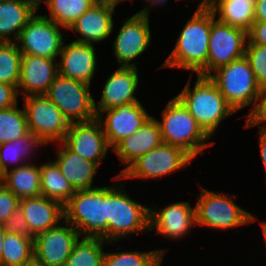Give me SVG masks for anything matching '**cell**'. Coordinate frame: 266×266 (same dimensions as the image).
I'll return each mask as SVG.
<instances>
[{
    "label": "cell",
    "instance_id": "cell-47",
    "mask_svg": "<svg viewBox=\"0 0 266 266\" xmlns=\"http://www.w3.org/2000/svg\"><path fill=\"white\" fill-rule=\"evenodd\" d=\"M96 2H104V3H112V4H115V5H120L119 3H122L125 2V1H131L132 0H95Z\"/></svg>",
    "mask_w": 266,
    "mask_h": 266
},
{
    "label": "cell",
    "instance_id": "cell-7",
    "mask_svg": "<svg viewBox=\"0 0 266 266\" xmlns=\"http://www.w3.org/2000/svg\"><path fill=\"white\" fill-rule=\"evenodd\" d=\"M236 113L255 106L260 86L248 59L243 56L213 71L208 76Z\"/></svg>",
    "mask_w": 266,
    "mask_h": 266
},
{
    "label": "cell",
    "instance_id": "cell-45",
    "mask_svg": "<svg viewBox=\"0 0 266 266\" xmlns=\"http://www.w3.org/2000/svg\"><path fill=\"white\" fill-rule=\"evenodd\" d=\"M259 219H258V217L256 216L255 218H254V221H257V222H259V224L261 225V233H262V235H263V238H264V244L266 245V221H258ZM266 248V247H265Z\"/></svg>",
    "mask_w": 266,
    "mask_h": 266
},
{
    "label": "cell",
    "instance_id": "cell-49",
    "mask_svg": "<svg viewBox=\"0 0 266 266\" xmlns=\"http://www.w3.org/2000/svg\"><path fill=\"white\" fill-rule=\"evenodd\" d=\"M37 5H39V3L42 1V0H33Z\"/></svg>",
    "mask_w": 266,
    "mask_h": 266
},
{
    "label": "cell",
    "instance_id": "cell-34",
    "mask_svg": "<svg viewBox=\"0 0 266 266\" xmlns=\"http://www.w3.org/2000/svg\"><path fill=\"white\" fill-rule=\"evenodd\" d=\"M18 105L0 109V145L29 133L25 110L18 108Z\"/></svg>",
    "mask_w": 266,
    "mask_h": 266
},
{
    "label": "cell",
    "instance_id": "cell-41",
    "mask_svg": "<svg viewBox=\"0 0 266 266\" xmlns=\"http://www.w3.org/2000/svg\"><path fill=\"white\" fill-rule=\"evenodd\" d=\"M247 38L246 44L266 45V22L254 21Z\"/></svg>",
    "mask_w": 266,
    "mask_h": 266
},
{
    "label": "cell",
    "instance_id": "cell-22",
    "mask_svg": "<svg viewBox=\"0 0 266 266\" xmlns=\"http://www.w3.org/2000/svg\"><path fill=\"white\" fill-rule=\"evenodd\" d=\"M163 142L157 118L150 116L147 121L132 135L123 138L113 147L118 160L126 165L121 175L134 161L148 153Z\"/></svg>",
    "mask_w": 266,
    "mask_h": 266
},
{
    "label": "cell",
    "instance_id": "cell-4",
    "mask_svg": "<svg viewBox=\"0 0 266 266\" xmlns=\"http://www.w3.org/2000/svg\"><path fill=\"white\" fill-rule=\"evenodd\" d=\"M161 117L157 122L163 142L183 149L193 159L215 144L176 96L167 102Z\"/></svg>",
    "mask_w": 266,
    "mask_h": 266
},
{
    "label": "cell",
    "instance_id": "cell-15",
    "mask_svg": "<svg viewBox=\"0 0 266 266\" xmlns=\"http://www.w3.org/2000/svg\"><path fill=\"white\" fill-rule=\"evenodd\" d=\"M80 237L79 231L65 220L37 234L34 240V263L39 266H64Z\"/></svg>",
    "mask_w": 266,
    "mask_h": 266
},
{
    "label": "cell",
    "instance_id": "cell-38",
    "mask_svg": "<svg viewBox=\"0 0 266 266\" xmlns=\"http://www.w3.org/2000/svg\"><path fill=\"white\" fill-rule=\"evenodd\" d=\"M4 230L6 233L20 234L29 239L35 240V235L32 233L28 223L25 220L23 211L18 207L4 222Z\"/></svg>",
    "mask_w": 266,
    "mask_h": 266
},
{
    "label": "cell",
    "instance_id": "cell-28",
    "mask_svg": "<svg viewBox=\"0 0 266 266\" xmlns=\"http://www.w3.org/2000/svg\"><path fill=\"white\" fill-rule=\"evenodd\" d=\"M254 6L255 0H214L209 8L219 21L248 32L254 22Z\"/></svg>",
    "mask_w": 266,
    "mask_h": 266
},
{
    "label": "cell",
    "instance_id": "cell-42",
    "mask_svg": "<svg viewBox=\"0 0 266 266\" xmlns=\"http://www.w3.org/2000/svg\"><path fill=\"white\" fill-rule=\"evenodd\" d=\"M259 131L257 132L258 137V145H259V152H260V159L263 163V168L265 169L266 173V128L258 127Z\"/></svg>",
    "mask_w": 266,
    "mask_h": 266
},
{
    "label": "cell",
    "instance_id": "cell-31",
    "mask_svg": "<svg viewBox=\"0 0 266 266\" xmlns=\"http://www.w3.org/2000/svg\"><path fill=\"white\" fill-rule=\"evenodd\" d=\"M34 263V241L16 233H6L0 266H29Z\"/></svg>",
    "mask_w": 266,
    "mask_h": 266
},
{
    "label": "cell",
    "instance_id": "cell-21",
    "mask_svg": "<svg viewBox=\"0 0 266 266\" xmlns=\"http://www.w3.org/2000/svg\"><path fill=\"white\" fill-rule=\"evenodd\" d=\"M58 75L56 59L22 54L18 95L45 94Z\"/></svg>",
    "mask_w": 266,
    "mask_h": 266
},
{
    "label": "cell",
    "instance_id": "cell-18",
    "mask_svg": "<svg viewBox=\"0 0 266 266\" xmlns=\"http://www.w3.org/2000/svg\"><path fill=\"white\" fill-rule=\"evenodd\" d=\"M117 5L96 2L67 31L74 32L79 37L75 42L94 44L107 41L114 32V18Z\"/></svg>",
    "mask_w": 266,
    "mask_h": 266
},
{
    "label": "cell",
    "instance_id": "cell-3",
    "mask_svg": "<svg viewBox=\"0 0 266 266\" xmlns=\"http://www.w3.org/2000/svg\"><path fill=\"white\" fill-rule=\"evenodd\" d=\"M196 76L193 87L191 86L192 77L189 76L186 85L176 97L184 104L204 132L212 138L216 130L220 128V123L236 112L208 76Z\"/></svg>",
    "mask_w": 266,
    "mask_h": 266
},
{
    "label": "cell",
    "instance_id": "cell-33",
    "mask_svg": "<svg viewBox=\"0 0 266 266\" xmlns=\"http://www.w3.org/2000/svg\"><path fill=\"white\" fill-rule=\"evenodd\" d=\"M167 248L137 251L105 252L104 266H157L163 262Z\"/></svg>",
    "mask_w": 266,
    "mask_h": 266
},
{
    "label": "cell",
    "instance_id": "cell-13",
    "mask_svg": "<svg viewBox=\"0 0 266 266\" xmlns=\"http://www.w3.org/2000/svg\"><path fill=\"white\" fill-rule=\"evenodd\" d=\"M247 32L219 21L211 10L207 76L216 69L245 56Z\"/></svg>",
    "mask_w": 266,
    "mask_h": 266
},
{
    "label": "cell",
    "instance_id": "cell-8",
    "mask_svg": "<svg viewBox=\"0 0 266 266\" xmlns=\"http://www.w3.org/2000/svg\"><path fill=\"white\" fill-rule=\"evenodd\" d=\"M91 85L58 75L44 94L70 122H85L96 118Z\"/></svg>",
    "mask_w": 266,
    "mask_h": 266
},
{
    "label": "cell",
    "instance_id": "cell-50",
    "mask_svg": "<svg viewBox=\"0 0 266 266\" xmlns=\"http://www.w3.org/2000/svg\"><path fill=\"white\" fill-rule=\"evenodd\" d=\"M29 266H39V265H37V264H35V263H32V264L29 265Z\"/></svg>",
    "mask_w": 266,
    "mask_h": 266
},
{
    "label": "cell",
    "instance_id": "cell-36",
    "mask_svg": "<svg viewBox=\"0 0 266 266\" xmlns=\"http://www.w3.org/2000/svg\"><path fill=\"white\" fill-rule=\"evenodd\" d=\"M245 57L248 59L257 84L266 85V45L246 44Z\"/></svg>",
    "mask_w": 266,
    "mask_h": 266
},
{
    "label": "cell",
    "instance_id": "cell-43",
    "mask_svg": "<svg viewBox=\"0 0 266 266\" xmlns=\"http://www.w3.org/2000/svg\"><path fill=\"white\" fill-rule=\"evenodd\" d=\"M254 21L266 22V0H255Z\"/></svg>",
    "mask_w": 266,
    "mask_h": 266
},
{
    "label": "cell",
    "instance_id": "cell-44",
    "mask_svg": "<svg viewBox=\"0 0 266 266\" xmlns=\"http://www.w3.org/2000/svg\"><path fill=\"white\" fill-rule=\"evenodd\" d=\"M134 0H132L133 3ZM145 3V6L141 9L138 10V12L143 13V14H147L150 15V13L152 12L151 10H154L155 6H158L159 8L165 5V3H168V0H142ZM147 3V4H146Z\"/></svg>",
    "mask_w": 266,
    "mask_h": 266
},
{
    "label": "cell",
    "instance_id": "cell-6",
    "mask_svg": "<svg viewBox=\"0 0 266 266\" xmlns=\"http://www.w3.org/2000/svg\"><path fill=\"white\" fill-rule=\"evenodd\" d=\"M63 210L64 220L81 237H101L106 232V186L77 190Z\"/></svg>",
    "mask_w": 266,
    "mask_h": 266
},
{
    "label": "cell",
    "instance_id": "cell-1",
    "mask_svg": "<svg viewBox=\"0 0 266 266\" xmlns=\"http://www.w3.org/2000/svg\"><path fill=\"white\" fill-rule=\"evenodd\" d=\"M211 31V9L197 7L179 32L176 44L164 63L158 67L190 71V75L207 76L208 42Z\"/></svg>",
    "mask_w": 266,
    "mask_h": 266
},
{
    "label": "cell",
    "instance_id": "cell-25",
    "mask_svg": "<svg viewBox=\"0 0 266 266\" xmlns=\"http://www.w3.org/2000/svg\"><path fill=\"white\" fill-rule=\"evenodd\" d=\"M36 11L33 0H0V42H16Z\"/></svg>",
    "mask_w": 266,
    "mask_h": 266
},
{
    "label": "cell",
    "instance_id": "cell-12",
    "mask_svg": "<svg viewBox=\"0 0 266 266\" xmlns=\"http://www.w3.org/2000/svg\"><path fill=\"white\" fill-rule=\"evenodd\" d=\"M121 24L112 43L116 66L139 68L135 60L152 45L150 15L137 11Z\"/></svg>",
    "mask_w": 266,
    "mask_h": 266
},
{
    "label": "cell",
    "instance_id": "cell-27",
    "mask_svg": "<svg viewBox=\"0 0 266 266\" xmlns=\"http://www.w3.org/2000/svg\"><path fill=\"white\" fill-rule=\"evenodd\" d=\"M46 148L47 144L36 135L30 132L14 141L0 145V176L12 168L22 166L31 162L32 156L36 154L38 148ZM37 149V150H36Z\"/></svg>",
    "mask_w": 266,
    "mask_h": 266
},
{
    "label": "cell",
    "instance_id": "cell-40",
    "mask_svg": "<svg viewBox=\"0 0 266 266\" xmlns=\"http://www.w3.org/2000/svg\"><path fill=\"white\" fill-rule=\"evenodd\" d=\"M18 90L11 84L0 82V109H7L19 103Z\"/></svg>",
    "mask_w": 266,
    "mask_h": 266
},
{
    "label": "cell",
    "instance_id": "cell-32",
    "mask_svg": "<svg viewBox=\"0 0 266 266\" xmlns=\"http://www.w3.org/2000/svg\"><path fill=\"white\" fill-rule=\"evenodd\" d=\"M95 3V0H42L38 8L46 4L49 15H43L68 30Z\"/></svg>",
    "mask_w": 266,
    "mask_h": 266
},
{
    "label": "cell",
    "instance_id": "cell-2",
    "mask_svg": "<svg viewBox=\"0 0 266 266\" xmlns=\"http://www.w3.org/2000/svg\"><path fill=\"white\" fill-rule=\"evenodd\" d=\"M106 186V232L101 238L107 242H119L142 232H149V207L132 199L120 175H115ZM118 181V183H117ZM139 233V234H138Z\"/></svg>",
    "mask_w": 266,
    "mask_h": 266
},
{
    "label": "cell",
    "instance_id": "cell-37",
    "mask_svg": "<svg viewBox=\"0 0 266 266\" xmlns=\"http://www.w3.org/2000/svg\"><path fill=\"white\" fill-rule=\"evenodd\" d=\"M245 120V129L254 126L266 128V85L259 88L255 106L246 114Z\"/></svg>",
    "mask_w": 266,
    "mask_h": 266
},
{
    "label": "cell",
    "instance_id": "cell-29",
    "mask_svg": "<svg viewBox=\"0 0 266 266\" xmlns=\"http://www.w3.org/2000/svg\"><path fill=\"white\" fill-rule=\"evenodd\" d=\"M40 164L41 196L56 200L64 205L76 192L60 171L56 163L47 156Z\"/></svg>",
    "mask_w": 266,
    "mask_h": 266
},
{
    "label": "cell",
    "instance_id": "cell-16",
    "mask_svg": "<svg viewBox=\"0 0 266 266\" xmlns=\"http://www.w3.org/2000/svg\"><path fill=\"white\" fill-rule=\"evenodd\" d=\"M143 103L130 102L100 111L96 118L113 148L123 138L134 134L151 116Z\"/></svg>",
    "mask_w": 266,
    "mask_h": 266
},
{
    "label": "cell",
    "instance_id": "cell-48",
    "mask_svg": "<svg viewBox=\"0 0 266 266\" xmlns=\"http://www.w3.org/2000/svg\"><path fill=\"white\" fill-rule=\"evenodd\" d=\"M214 0H200L199 4L197 7H210L213 4Z\"/></svg>",
    "mask_w": 266,
    "mask_h": 266
},
{
    "label": "cell",
    "instance_id": "cell-9",
    "mask_svg": "<svg viewBox=\"0 0 266 266\" xmlns=\"http://www.w3.org/2000/svg\"><path fill=\"white\" fill-rule=\"evenodd\" d=\"M193 160L183 149L162 142L134 161L120 176L126 182L136 178L147 181L163 178L188 168Z\"/></svg>",
    "mask_w": 266,
    "mask_h": 266
},
{
    "label": "cell",
    "instance_id": "cell-30",
    "mask_svg": "<svg viewBox=\"0 0 266 266\" xmlns=\"http://www.w3.org/2000/svg\"><path fill=\"white\" fill-rule=\"evenodd\" d=\"M101 237H80L64 266H104L105 246H115Z\"/></svg>",
    "mask_w": 266,
    "mask_h": 266
},
{
    "label": "cell",
    "instance_id": "cell-11",
    "mask_svg": "<svg viewBox=\"0 0 266 266\" xmlns=\"http://www.w3.org/2000/svg\"><path fill=\"white\" fill-rule=\"evenodd\" d=\"M37 12L22 29L16 41L17 46L22 54L58 60L63 44L67 40L64 39L63 33L67 29Z\"/></svg>",
    "mask_w": 266,
    "mask_h": 266
},
{
    "label": "cell",
    "instance_id": "cell-19",
    "mask_svg": "<svg viewBox=\"0 0 266 266\" xmlns=\"http://www.w3.org/2000/svg\"><path fill=\"white\" fill-rule=\"evenodd\" d=\"M94 44L70 41L64 42L58 59L59 75L92 85L98 56Z\"/></svg>",
    "mask_w": 266,
    "mask_h": 266
},
{
    "label": "cell",
    "instance_id": "cell-10",
    "mask_svg": "<svg viewBox=\"0 0 266 266\" xmlns=\"http://www.w3.org/2000/svg\"><path fill=\"white\" fill-rule=\"evenodd\" d=\"M28 131L40 137L47 145L62 142L70 122L59 108L44 94L22 98Z\"/></svg>",
    "mask_w": 266,
    "mask_h": 266
},
{
    "label": "cell",
    "instance_id": "cell-24",
    "mask_svg": "<svg viewBox=\"0 0 266 266\" xmlns=\"http://www.w3.org/2000/svg\"><path fill=\"white\" fill-rule=\"evenodd\" d=\"M19 207L35 236L64 220L63 205L45 196L22 198Z\"/></svg>",
    "mask_w": 266,
    "mask_h": 266
},
{
    "label": "cell",
    "instance_id": "cell-14",
    "mask_svg": "<svg viewBox=\"0 0 266 266\" xmlns=\"http://www.w3.org/2000/svg\"><path fill=\"white\" fill-rule=\"evenodd\" d=\"M149 206V235L155 231L170 241L186 238L191 229L196 228L195 205L189 201H176L163 206Z\"/></svg>",
    "mask_w": 266,
    "mask_h": 266
},
{
    "label": "cell",
    "instance_id": "cell-5",
    "mask_svg": "<svg viewBox=\"0 0 266 266\" xmlns=\"http://www.w3.org/2000/svg\"><path fill=\"white\" fill-rule=\"evenodd\" d=\"M234 196L238 197L223 194V191H210L200 186V195L197 194L195 204L196 225L215 231H228L255 222L254 213L237 205Z\"/></svg>",
    "mask_w": 266,
    "mask_h": 266
},
{
    "label": "cell",
    "instance_id": "cell-35",
    "mask_svg": "<svg viewBox=\"0 0 266 266\" xmlns=\"http://www.w3.org/2000/svg\"><path fill=\"white\" fill-rule=\"evenodd\" d=\"M22 53L16 42H0V82L18 87Z\"/></svg>",
    "mask_w": 266,
    "mask_h": 266
},
{
    "label": "cell",
    "instance_id": "cell-26",
    "mask_svg": "<svg viewBox=\"0 0 266 266\" xmlns=\"http://www.w3.org/2000/svg\"><path fill=\"white\" fill-rule=\"evenodd\" d=\"M0 182L19 199L41 196L40 163L28 162L7 170Z\"/></svg>",
    "mask_w": 266,
    "mask_h": 266
},
{
    "label": "cell",
    "instance_id": "cell-39",
    "mask_svg": "<svg viewBox=\"0 0 266 266\" xmlns=\"http://www.w3.org/2000/svg\"><path fill=\"white\" fill-rule=\"evenodd\" d=\"M20 199L0 182V224L19 207Z\"/></svg>",
    "mask_w": 266,
    "mask_h": 266
},
{
    "label": "cell",
    "instance_id": "cell-23",
    "mask_svg": "<svg viewBox=\"0 0 266 266\" xmlns=\"http://www.w3.org/2000/svg\"><path fill=\"white\" fill-rule=\"evenodd\" d=\"M54 145L57 146L53 161L76 191L99 187L93 186L94 177L100 168L97 163L86 160L71 151L63 142L54 143Z\"/></svg>",
    "mask_w": 266,
    "mask_h": 266
},
{
    "label": "cell",
    "instance_id": "cell-20",
    "mask_svg": "<svg viewBox=\"0 0 266 266\" xmlns=\"http://www.w3.org/2000/svg\"><path fill=\"white\" fill-rule=\"evenodd\" d=\"M138 71L135 67H118L109 74L101 88L100 100L94 99L96 114L122 104L140 102L136 95L140 87Z\"/></svg>",
    "mask_w": 266,
    "mask_h": 266
},
{
    "label": "cell",
    "instance_id": "cell-17",
    "mask_svg": "<svg viewBox=\"0 0 266 266\" xmlns=\"http://www.w3.org/2000/svg\"><path fill=\"white\" fill-rule=\"evenodd\" d=\"M62 142L71 151L86 160L97 163L99 166L106 159L108 151L113 150L97 118L85 122L70 123Z\"/></svg>",
    "mask_w": 266,
    "mask_h": 266
},
{
    "label": "cell",
    "instance_id": "cell-46",
    "mask_svg": "<svg viewBox=\"0 0 266 266\" xmlns=\"http://www.w3.org/2000/svg\"><path fill=\"white\" fill-rule=\"evenodd\" d=\"M6 231L4 230L3 225L0 224V260H1V254H2V245L5 238Z\"/></svg>",
    "mask_w": 266,
    "mask_h": 266
}]
</instances>
